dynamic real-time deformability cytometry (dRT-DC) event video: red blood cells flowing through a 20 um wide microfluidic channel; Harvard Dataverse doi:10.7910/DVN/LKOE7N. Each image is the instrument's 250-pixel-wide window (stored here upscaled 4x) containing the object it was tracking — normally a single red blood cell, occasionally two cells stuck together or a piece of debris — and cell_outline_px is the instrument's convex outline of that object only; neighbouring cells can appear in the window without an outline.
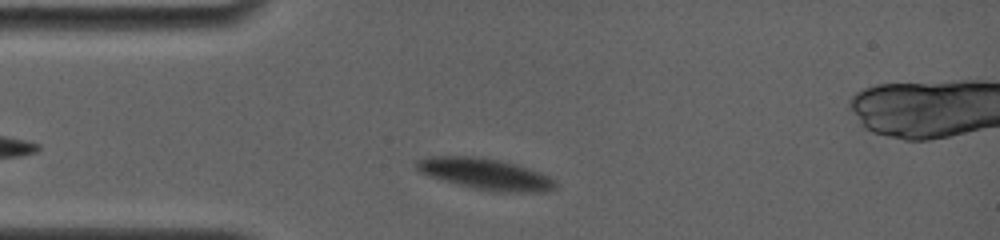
{"species": "common noctule bat (a hibernating species)", "species_latin": "Nyctalus noctula", "temperature_condition": "room temperature", "stored_images_in_passage": 30, "camera_frame_rate_fps": 4000, "um_per_image_px": 0.085, "animal": {"sex": "female", "body_mass_g": 19.0, "forearm_length_mm": 56.7}, "frame": {"image": 1, "passage_image": 2, "time_ms": 0.75, "image_size_px": [1000, 240], "cell_outline_px": [[556, 188], [544, 192], [496, 192], [476, 188], [444, 180], [420, 172], [416, 168], [416, 160], [428, 156], [480, 156], [500, 160], [516, 164], [540, 172], [556, 180]], "centroid_in_image_um": [41.3, 14.78], "position_along_channel_um": 43.7, "area_um2": 25.14}}
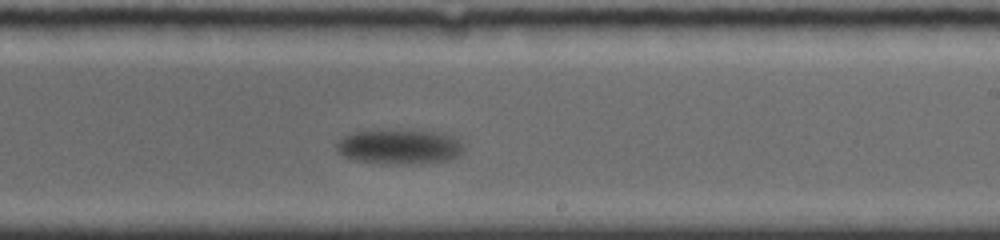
{"frame": {"image": 2, "passage_image": 11, "time_ms": 8.25, "image_size_px": [1000, 240], "cell_outline_px": [[460, 152], [456, 156], [444, 160], [420, 164], [400, 164], [352, 160], [336, 152], [336, 144], [344, 136], [352, 132], [372, 128], [440, 132], [452, 136], [460, 140]], "centroid_in_image_um": [33.85, 12.44], "position_along_channel_um": 255.2, "area_um2": 26.07}}
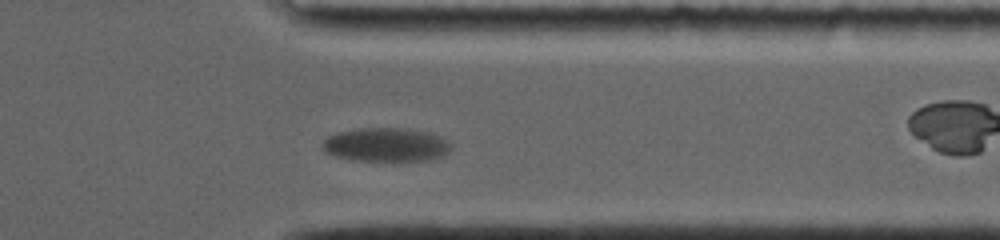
{"frame": {"image": 3, "passage_image": 22, "time_ms": 12.25, "image_size_px": [1000, 240], "cell_outline_px": [[452, 148], [448, 152], [440, 156], [424, 160], [352, 160], [336, 156], [324, 152], [320, 144], [328, 136], [336, 132], [360, 128], [404, 128], [428, 132], [440, 136], [452, 144]], "centroid_in_image_um": [32.77, 12.29], "position_along_channel_um": 378.6, "area_um2": 25.26}, "authors_computed_cell_mechanics": {"area_um2": 25.5476, "velocity_mm_per_s": 3.0509, "shape_relaxation_time_tau1_ms": 1.2914, "shape_relaxation_time_tau2_ms": null, "deformation_change_tau1": 0.0958, "deformation_change_tau2": null}}